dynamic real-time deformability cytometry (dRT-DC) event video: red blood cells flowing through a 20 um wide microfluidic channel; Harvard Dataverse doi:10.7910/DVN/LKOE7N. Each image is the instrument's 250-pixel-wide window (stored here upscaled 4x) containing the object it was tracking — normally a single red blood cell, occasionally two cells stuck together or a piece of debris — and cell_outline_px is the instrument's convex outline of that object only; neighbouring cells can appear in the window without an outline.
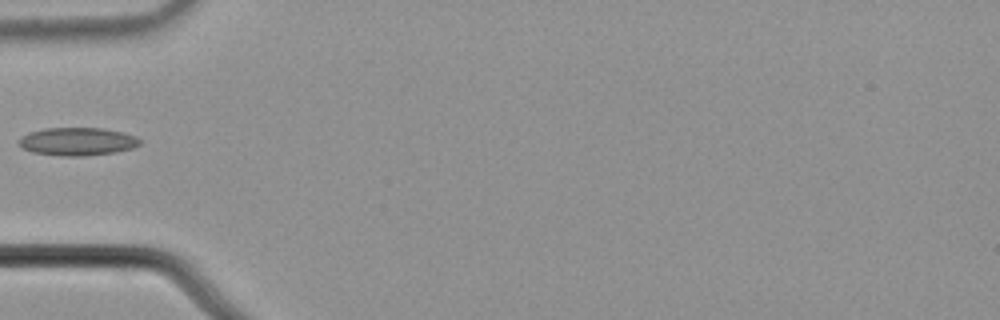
{"species": "common noctule bat (a hibernating species)", "species_latin": "Nyctalus noctula", "temperature_condition": "cold", "stored_images_in_passage": 3, "camera_frame_rate_fps": 3000, "um_per_image_px": 0.085, "animal": {"sex": "male", "body_mass_g": 21.5, "forearm_length_mm": 52.0}, "frame": {"image": 1, "passage_image": 3, "time_ms": 0.667, "image_size_px": [1000, 320], "cell_outline_px": [[140, 144], [132, 148], [116, 152], [84, 156], [60, 156], [32, 152], [24, 148], [20, 144], [20, 136], [28, 132], [44, 128], [104, 128], [124, 132], [136, 136], [140, 140]], "centroid_in_image_um": [6.59, 12.02], "position_along_channel_um": 78.4, "area_um2": 19.83}}